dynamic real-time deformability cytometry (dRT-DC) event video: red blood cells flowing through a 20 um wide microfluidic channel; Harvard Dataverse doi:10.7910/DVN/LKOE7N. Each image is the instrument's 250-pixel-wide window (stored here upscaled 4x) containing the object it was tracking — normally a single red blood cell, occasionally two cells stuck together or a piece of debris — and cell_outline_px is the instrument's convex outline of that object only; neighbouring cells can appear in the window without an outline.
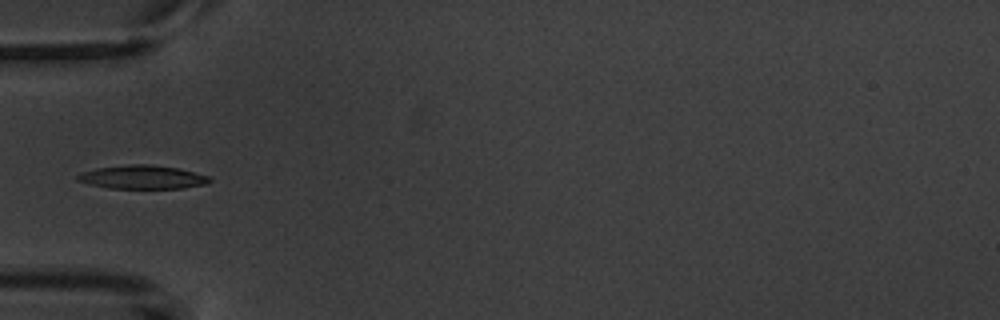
{"species": "common noctule bat (a hibernating species)", "species_latin": "Nyctalus noctula", "temperature_condition": "warm", "stored_images_in_passage": 4, "camera_frame_rate_fps": 3000, "um_per_image_px": 0.085, "animal": {"sex": "male", "body_mass_g": 20.1, "forearm_length_mm": 53.5}, "frame": {"image": 1, "passage_image": 4, "time_ms": 3.667, "image_size_px": [1000, 320], "cell_outline_px": [[212, 180], [208, 184], [180, 188], [108, 188], [76, 180], [76, 176], [80, 172], [96, 168], [132, 164], [148, 164], [180, 168], [208, 176]], "centroid_in_image_um": [12.12, 15.05], "position_along_channel_um": 72.9, "area_um2": 18.09}}